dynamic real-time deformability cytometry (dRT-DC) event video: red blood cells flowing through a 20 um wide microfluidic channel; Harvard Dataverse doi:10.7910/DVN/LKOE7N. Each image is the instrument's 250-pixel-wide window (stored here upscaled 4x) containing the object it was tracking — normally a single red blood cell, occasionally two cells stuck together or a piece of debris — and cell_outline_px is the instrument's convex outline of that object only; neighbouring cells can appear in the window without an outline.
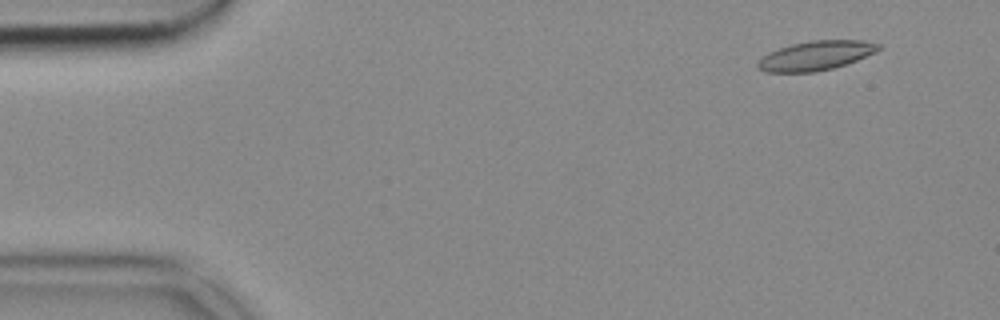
{"species": "common noctule bat (a hibernating species)", "species_latin": "Nyctalus noctula", "temperature_condition": "cold", "stored_images_in_passage": 54, "camera_frame_rate_fps": 3000, "um_per_image_px": 0.085, "animal": {"sex": "female", "body_mass_g": 18.4}, "frame": {"image": 1, "passage_image": 5, "time_ms": 1.333, "image_size_px": [1000, 320], "cell_outline_px": [[880, 48], [876, 52], [856, 60], [832, 68], [816, 72], [764, 72], [756, 68], [756, 64], [768, 52], [792, 44], [812, 40], [860, 40], [880, 44]], "centroid_in_image_um": [69.32, 4.73], "position_along_channel_um": 15.7, "area_um2": 20.46}}
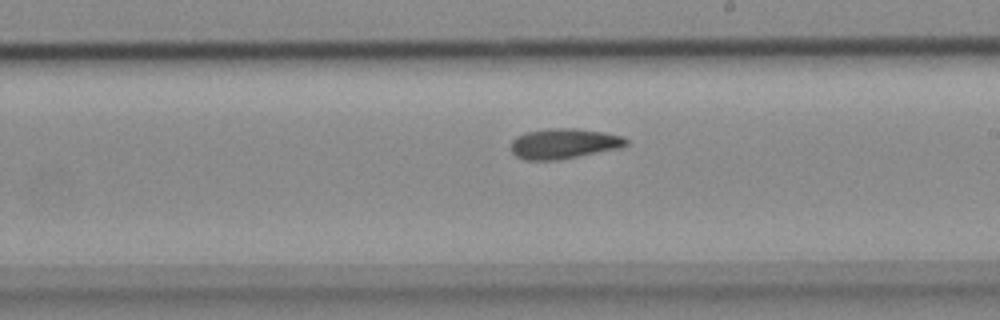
{"frame": {"image": 2, "passage_image": 31, "time_ms": 10.0, "image_size_px": [1000, 320], "cell_outline_px": [[628, 144], [620, 148], [556, 160], [524, 160], [516, 156], [512, 152], [512, 140], [516, 136], [524, 132], [548, 128], [576, 128], [604, 132], [624, 136], [628, 140]], "centroid_in_image_um": [47.92, 12.19], "position_along_channel_um": 241.1, "area_um2": 20.4}}
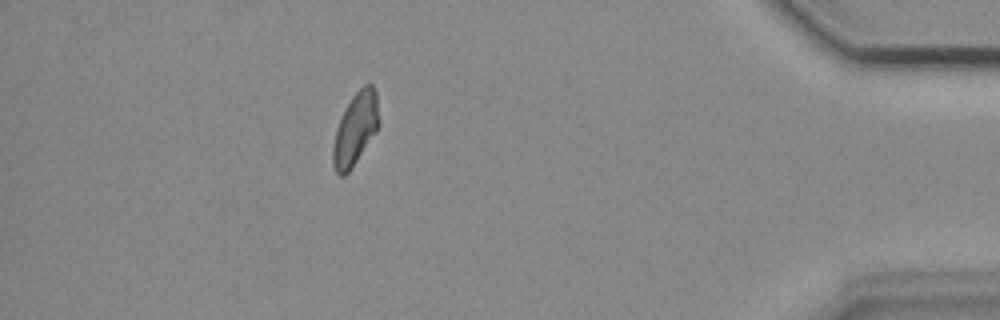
{"frame": {"image": 3, "passage_image": 48, "time_ms": 15.667, "image_size_px": [1000, 320], "cell_outline_px": [[380, 124], [376, 132], [352, 168], [344, 176], [340, 176], [336, 172], [332, 164], [332, 148], [336, 128], [352, 96], [364, 84], [372, 84], [376, 92]], "centroid_in_image_um": [30.21, 10.98], "position_along_channel_um": 405.0, "area_um2": 19.36}}